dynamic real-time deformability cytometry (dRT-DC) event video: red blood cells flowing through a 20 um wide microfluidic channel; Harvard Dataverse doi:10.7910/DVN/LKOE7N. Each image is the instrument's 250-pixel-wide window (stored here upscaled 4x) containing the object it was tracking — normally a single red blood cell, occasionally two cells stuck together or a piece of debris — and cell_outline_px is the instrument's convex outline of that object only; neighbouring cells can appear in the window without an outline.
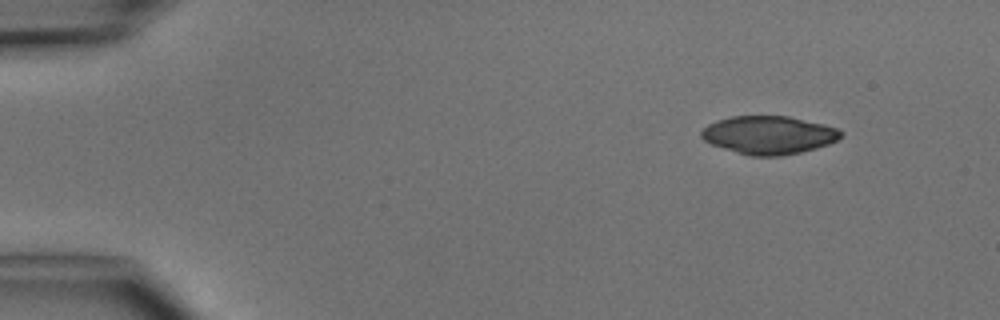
{"species": "common noctule bat (a hibernating species)", "species_latin": "Nyctalus noctula", "temperature_condition": "cold", "stored_images_in_passage": 4, "camera_frame_rate_fps": 3000, "um_per_image_px": 0.085, "animal": {"sex": "male", "body_mass_g": 15.6}, "frame": {"image": 1, "passage_image": 1, "time_ms": 0.0, "image_size_px": [1000, 320], "cell_outline_px": [[844, 132], [836, 140], [828, 144], [816, 148], [800, 152], [780, 156], [752, 156], [736, 152], [712, 144], [704, 140], [700, 136], [700, 132], [708, 124], [716, 120], [732, 116], [788, 116], [824, 124], [836, 128]], "centroid_in_image_um": [65.33, 11.47], "position_along_channel_um": 19.7, "area_um2": 30.87}}